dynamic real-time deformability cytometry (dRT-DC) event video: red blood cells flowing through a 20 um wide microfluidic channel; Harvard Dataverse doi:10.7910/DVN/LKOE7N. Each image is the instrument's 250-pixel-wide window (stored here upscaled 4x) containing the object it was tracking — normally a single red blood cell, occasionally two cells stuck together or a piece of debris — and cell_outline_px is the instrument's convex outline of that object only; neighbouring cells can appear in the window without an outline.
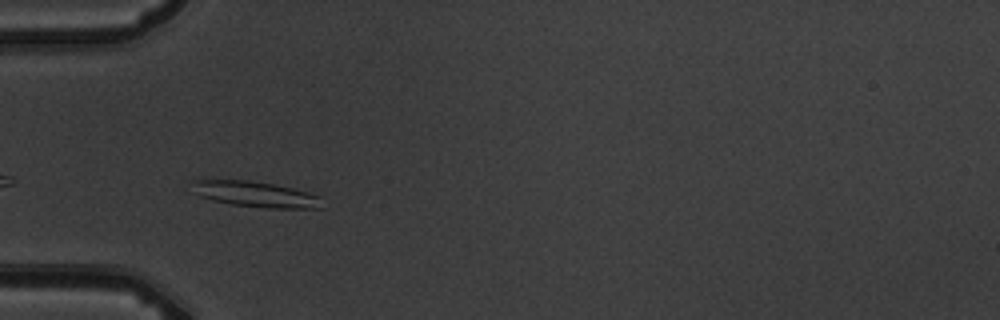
{"species": "common noctule bat (a hibernating species)", "species_latin": "Nyctalus noctula", "temperature_condition": "warm", "stored_images_in_passage": 5, "camera_frame_rate_fps": 3000, "um_per_image_px": 0.085, "animal": {"sex": "male", "body_mass_g": 19.5, "forearm_length_mm": 54.6}, "frame": {"image": 1, "passage_image": 4, "time_ms": 3.333, "image_size_px": [1000, 320], "cell_outline_px": [[324, 208], [268, 208], [232, 204], [212, 200], [200, 196], [192, 192], [192, 180], [248, 180], [272, 184], [292, 188], [308, 192], [320, 196]], "centroid_in_image_um": [21.72, 16.51], "position_along_channel_um": 63.3, "area_um2": 19.42}}